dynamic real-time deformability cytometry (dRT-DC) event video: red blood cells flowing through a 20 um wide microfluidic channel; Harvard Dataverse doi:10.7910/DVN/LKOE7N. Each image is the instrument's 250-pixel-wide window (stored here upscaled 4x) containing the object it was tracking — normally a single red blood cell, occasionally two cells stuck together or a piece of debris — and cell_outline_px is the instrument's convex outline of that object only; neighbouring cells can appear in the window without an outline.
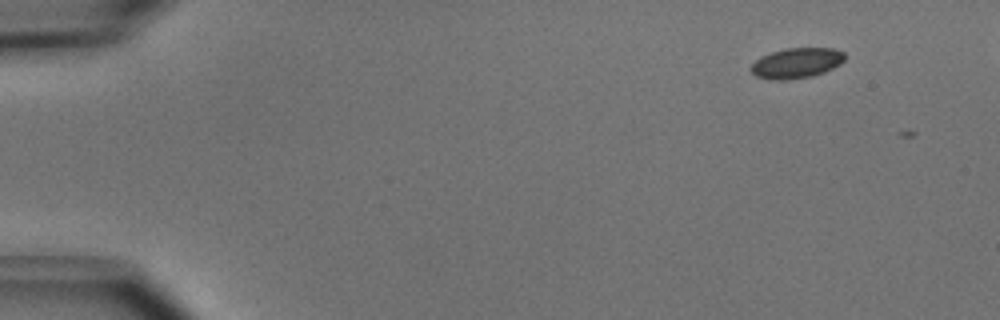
{"species": "common noctule bat (a hibernating species)", "species_latin": "Nyctalus noctula", "temperature_condition": "cold", "stored_images_in_passage": 6, "camera_frame_rate_fps": 3000, "um_per_image_px": 0.085, "animal": {"sex": "male", "body_mass_g": 15.6}, "frame": {"image": 1, "passage_image": 2, "time_ms": 0.333, "image_size_px": [1000, 320], "cell_outline_px": [[844, 60], [840, 64], [824, 72], [812, 76], [784, 80], [768, 80], [756, 76], [748, 68], [760, 56], [784, 48], [832, 48], [844, 52]], "centroid_in_image_um": [67.67, 5.36], "position_along_channel_um": 17.3, "area_um2": 16.65}}